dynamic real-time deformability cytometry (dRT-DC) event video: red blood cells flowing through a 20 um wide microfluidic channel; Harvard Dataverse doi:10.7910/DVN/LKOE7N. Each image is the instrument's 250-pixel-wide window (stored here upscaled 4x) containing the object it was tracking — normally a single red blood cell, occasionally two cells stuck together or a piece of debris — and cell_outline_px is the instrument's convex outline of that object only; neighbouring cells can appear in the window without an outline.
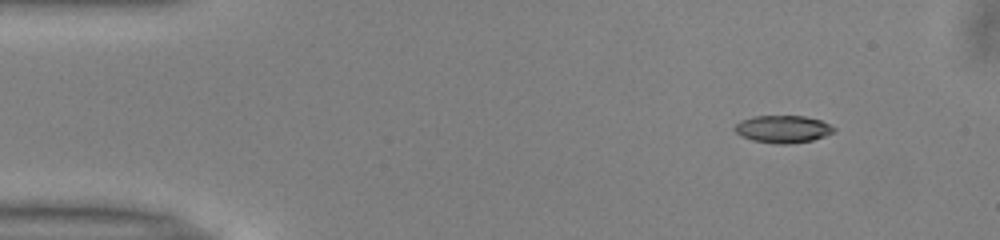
{"species": "common noctule bat (a hibernating species)", "species_latin": "Nyctalus noctula", "temperature_condition": "warm", "stored_images_in_passage": 51, "camera_frame_rate_fps": 3000, "um_per_image_px": 0.085, "animal": {"sex": "male", "body_mass_g": 13.0, "forearm_length_mm": 53.1}, "frame": {"image": 1, "passage_image": 5, "time_ms": 1.333, "image_size_px": [1000, 240], "cell_outline_px": [[836, 132], [812, 140], [788, 144], [776, 144], [752, 140], [740, 136], [732, 128], [740, 120], [752, 116], [804, 116], [820, 120], [836, 128]], "centroid_in_image_um": [66.52, 10.97], "position_along_channel_um": 18.5, "area_um2": 15.95}}
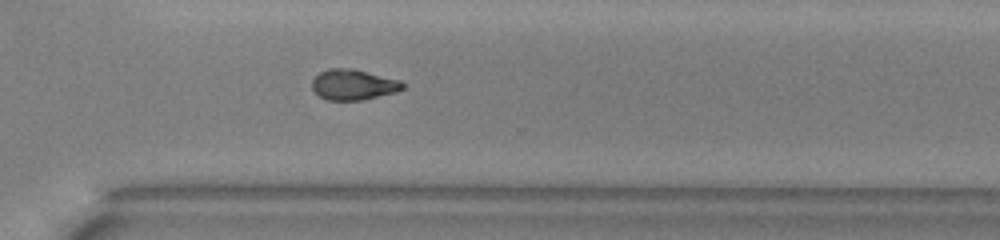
{"frame": {"image": 2, "passage_image": 36, "time_ms": 11.667, "image_size_px": [1000, 240], "cell_outline_px": [[404, 88], [396, 92], [360, 100], [324, 100], [312, 88], [312, 80], [320, 72], [328, 68], [352, 68], [400, 80], [404, 84]], "centroid_in_image_um": [30.02, 7.19], "position_along_channel_um": 340.6, "area_um2": 16.07}}
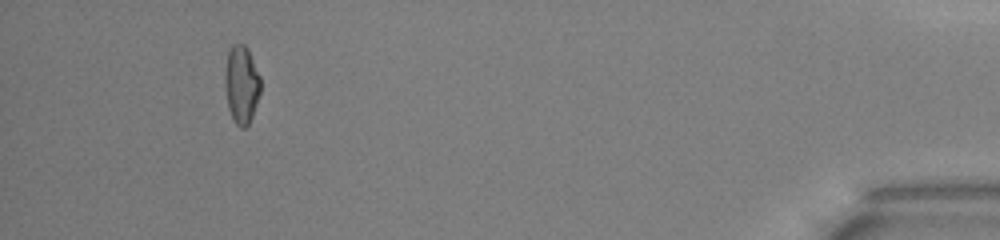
{"frame": {"image": 3, "passage_image": 47, "time_ms": 15.333, "image_size_px": [1000, 240], "cell_outline_px": [[260, 92], [252, 116], [248, 124], [244, 128], [240, 128], [236, 124], [228, 108], [224, 88], [224, 76], [228, 48], [232, 44], [244, 44], [248, 48], [260, 76]], "centroid_in_image_um": [20.5, 7.15], "position_along_channel_um": 414.7, "area_um2": 16.36}, "authors_computed_cell_mechanics": {"area_um2": 16.4152, "velocity_mm_per_s": 3.9974, "shape_relaxation_time_tau1_ms": 4.9078, "shape_relaxation_time_tau2_ms": 5.8917, "deformation_change_tau1": 0.1596, "deformation_change_tau2": 0.1329}}